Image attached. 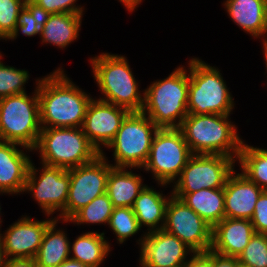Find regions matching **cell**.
<instances>
[{"mask_svg":"<svg viewBox=\"0 0 267 267\" xmlns=\"http://www.w3.org/2000/svg\"><path fill=\"white\" fill-rule=\"evenodd\" d=\"M42 128L82 127L92 98L58 68L36 80Z\"/></svg>","mask_w":267,"mask_h":267,"instance_id":"cell-1","label":"cell"},{"mask_svg":"<svg viewBox=\"0 0 267 267\" xmlns=\"http://www.w3.org/2000/svg\"><path fill=\"white\" fill-rule=\"evenodd\" d=\"M230 115L188 114L178 128L193 154L224 155L237 158L244 141Z\"/></svg>","mask_w":267,"mask_h":267,"instance_id":"cell-2","label":"cell"},{"mask_svg":"<svg viewBox=\"0 0 267 267\" xmlns=\"http://www.w3.org/2000/svg\"><path fill=\"white\" fill-rule=\"evenodd\" d=\"M179 66L168 77L144 90L142 113L158 128H179L188 115L189 74Z\"/></svg>","mask_w":267,"mask_h":267,"instance_id":"cell-3","label":"cell"},{"mask_svg":"<svg viewBox=\"0 0 267 267\" xmlns=\"http://www.w3.org/2000/svg\"><path fill=\"white\" fill-rule=\"evenodd\" d=\"M90 59L94 79L104 95L99 100L123 107L129 112H141L144 93L141 95L126 57L102 53Z\"/></svg>","mask_w":267,"mask_h":267,"instance_id":"cell-4","label":"cell"},{"mask_svg":"<svg viewBox=\"0 0 267 267\" xmlns=\"http://www.w3.org/2000/svg\"><path fill=\"white\" fill-rule=\"evenodd\" d=\"M33 150L42 164L70 169L93 161L100 153L81 127L42 128Z\"/></svg>","mask_w":267,"mask_h":267,"instance_id":"cell-5","label":"cell"},{"mask_svg":"<svg viewBox=\"0 0 267 267\" xmlns=\"http://www.w3.org/2000/svg\"><path fill=\"white\" fill-rule=\"evenodd\" d=\"M188 64V114L230 115L234 100L218 68L196 57Z\"/></svg>","mask_w":267,"mask_h":267,"instance_id":"cell-6","label":"cell"},{"mask_svg":"<svg viewBox=\"0 0 267 267\" xmlns=\"http://www.w3.org/2000/svg\"><path fill=\"white\" fill-rule=\"evenodd\" d=\"M41 130L37 87L32 97L22 93L0 99V141L33 150Z\"/></svg>","mask_w":267,"mask_h":267,"instance_id":"cell-7","label":"cell"},{"mask_svg":"<svg viewBox=\"0 0 267 267\" xmlns=\"http://www.w3.org/2000/svg\"><path fill=\"white\" fill-rule=\"evenodd\" d=\"M158 127L142 112H130L106 148H112L117 168H142Z\"/></svg>","mask_w":267,"mask_h":267,"instance_id":"cell-8","label":"cell"},{"mask_svg":"<svg viewBox=\"0 0 267 267\" xmlns=\"http://www.w3.org/2000/svg\"><path fill=\"white\" fill-rule=\"evenodd\" d=\"M193 153L178 128H159L143 168L162 186L175 182Z\"/></svg>","mask_w":267,"mask_h":267,"instance_id":"cell-9","label":"cell"},{"mask_svg":"<svg viewBox=\"0 0 267 267\" xmlns=\"http://www.w3.org/2000/svg\"><path fill=\"white\" fill-rule=\"evenodd\" d=\"M235 161L224 155L193 154L174 182L172 193L224 188Z\"/></svg>","mask_w":267,"mask_h":267,"instance_id":"cell-10","label":"cell"},{"mask_svg":"<svg viewBox=\"0 0 267 267\" xmlns=\"http://www.w3.org/2000/svg\"><path fill=\"white\" fill-rule=\"evenodd\" d=\"M104 155L102 151L93 161L67 169L70 187L64 208V221H68L82 207L106 193L107 178L113 166L108 164Z\"/></svg>","mask_w":267,"mask_h":267,"instance_id":"cell-11","label":"cell"},{"mask_svg":"<svg viewBox=\"0 0 267 267\" xmlns=\"http://www.w3.org/2000/svg\"><path fill=\"white\" fill-rule=\"evenodd\" d=\"M42 165L38 178V170L30 163L23 192L33 193L34 199L48 217L57 210L60 211L57 219L62 218L64 221L70 187L69 172L65 168Z\"/></svg>","mask_w":267,"mask_h":267,"instance_id":"cell-12","label":"cell"},{"mask_svg":"<svg viewBox=\"0 0 267 267\" xmlns=\"http://www.w3.org/2000/svg\"><path fill=\"white\" fill-rule=\"evenodd\" d=\"M163 230L178 237L194 252L211 249L212 227L172 193L166 208Z\"/></svg>","mask_w":267,"mask_h":267,"instance_id":"cell-13","label":"cell"},{"mask_svg":"<svg viewBox=\"0 0 267 267\" xmlns=\"http://www.w3.org/2000/svg\"><path fill=\"white\" fill-rule=\"evenodd\" d=\"M140 267H182L195 253L178 237L162 230L146 232L139 240Z\"/></svg>","mask_w":267,"mask_h":267,"instance_id":"cell-14","label":"cell"},{"mask_svg":"<svg viewBox=\"0 0 267 267\" xmlns=\"http://www.w3.org/2000/svg\"><path fill=\"white\" fill-rule=\"evenodd\" d=\"M129 113L123 107L92 98L81 128L90 143L101 153L103 150L100 145H109Z\"/></svg>","mask_w":267,"mask_h":267,"instance_id":"cell-15","label":"cell"},{"mask_svg":"<svg viewBox=\"0 0 267 267\" xmlns=\"http://www.w3.org/2000/svg\"><path fill=\"white\" fill-rule=\"evenodd\" d=\"M31 220L25 216L0 233L6 258H35L47 227L56 219Z\"/></svg>","mask_w":267,"mask_h":267,"instance_id":"cell-16","label":"cell"},{"mask_svg":"<svg viewBox=\"0 0 267 267\" xmlns=\"http://www.w3.org/2000/svg\"><path fill=\"white\" fill-rule=\"evenodd\" d=\"M263 189L243 173L229 175L225 187V218L251 220L258 197Z\"/></svg>","mask_w":267,"mask_h":267,"instance_id":"cell-17","label":"cell"},{"mask_svg":"<svg viewBox=\"0 0 267 267\" xmlns=\"http://www.w3.org/2000/svg\"><path fill=\"white\" fill-rule=\"evenodd\" d=\"M16 146L32 151L20 144L0 141V191L18 194L24 191L29 165V155Z\"/></svg>","mask_w":267,"mask_h":267,"instance_id":"cell-18","label":"cell"},{"mask_svg":"<svg viewBox=\"0 0 267 267\" xmlns=\"http://www.w3.org/2000/svg\"><path fill=\"white\" fill-rule=\"evenodd\" d=\"M254 234L250 220L224 218L212 228L210 250L220 255L238 257Z\"/></svg>","mask_w":267,"mask_h":267,"instance_id":"cell-19","label":"cell"},{"mask_svg":"<svg viewBox=\"0 0 267 267\" xmlns=\"http://www.w3.org/2000/svg\"><path fill=\"white\" fill-rule=\"evenodd\" d=\"M224 6L233 22L245 32L256 38L263 36L262 48L266 49L267 0H226Z\"/></svg>","mask_w":267,"mask_h":267,"instance_id":"cell-20","label":"cell"},{"mask_svg":"<svg viewBox=\"0 0 267 267\" xmlns=\"http://www.w3.org/2000/svg\"><path fill=\"white\" fill-rule=\"evenodd\" d=\"M202 217L212 228L225 218L224 188L172 193Z\"/></svg>","mask_w":267,"mask_h":267,"instance_id":"cell-21","label":"cell"},{"mask_svg":"<svg viewBox=\"0 0 267 267\" xmlns=\"http://www.w3.org/2000/svg\"><path fill=\"white\" fill-rule=\"evenodd\" d=\"M145 186L139 174H134L126 168L113 167L107 178L106 193L113 207L132 208Z\"/></svg>","mask_w":267,"mask_h":267,"instance_id":"cell-22","label":"cell"},{"mask_svg":"<svg viewBox=\"0 0 267 267\" xmlns=\"http://www.w3.org/2000/svg\"><path fill=\"white\" fill-rule=\"evenodd\" d=\"M169 199L170 196L167 198L146 185L132 207L140 227L147 226L148 232L162 230Z\"/></svg>","mask_w":267,"mask_h":267,"instance_id":"cell-23","label":"cell"},{"mask_svg":"<svg viewBox=\"0 0 267 267\" xmlns=\"http://www.w3.org/2000/svg\"><path fill=\"white\" fill-rule=\"evenodd\" d=\"M55 219L46 229L40 248L35 256L37 267H57L70 258V241L65 231L56 229Z\"/></svg>","mask_w":267,"mask_h":267,"instance_id":"cell-24","label":"cell"},{"mask_svg":"<svg viewBox=\"0 0 267 267\" xmlns=\"http://www.w3.org/2000/svg\"><path fill=\"white\" fill-rule=\"evenodd\" d=\"M83 14L55 13L49 16L40 35L42 42L65 48L79 36Z\"/></svg>","mask_w":267,"mask_h":267,"instance_id":"cell-25","label":"cell"},{"mask_svg":"<svg viewBox=\"0 0 267 267\" xmlns=\"http://www.w3.org/2000/svg\"><path fill=\"white\" fill-rule=\"evenodd\" d=\"M70 245V258L88 267H99L110 251V244L105 240V234L86 232L78 236ZM73 251V252H71Z\"/></svg>","mask_w":267,"mask_h":267,"instance_id":"cell-26","label":"cell"},{"mask_svg":"<svg viewBox=\"0 0 267 267\" xmlns=\"http://www.w3.org/2000/svg\"><path fill=\"white\" fill-rule=\"evenodd\" d=\"M242 173L263 190H267V149L242 144L238 159Z\"/></svg>","mask_w":267,"mask_h":267,"instance_id":"cell-27","label":"cell"},{"mask_svg":"<svg viewBox=\"0 0 267 267\" xmlns=\"http://www.w3.org/2000/svg\"><path fill=\"white\" fill-rule=\"evenodd\" d=\"M113 204L107 195L104 193L93 199L88 205L78 210L68 221L77 225L81 224H108L113 211Z\"/></svg>","mask_w":267,"mask_h":267,"instance_id":"cell-28","label":"cell"},{"mask_svg":"<svg viewBox=\"0 0 267 267\" xmlns=\"http://www.w3.org/2000/svg\"><path fill=\"white\" fill-rule=\"evenodd\" d=\"M108 225L115 233L119 244L141 230L131 207H114Z\"/></svg>","mask_w":267,"mask_h":267,"instance_id":"cell-29","label":"cell"},{"mask_svg":"<svg viewBox=\"0 0 267 267\" xmlns=\"http://www.w3.org/2000/svg\"><path fill=\"white\" fill-rule=\"evenodd\" d=\"M0 53V60H1ZM29 79L26 70L6 66L0 61V99L11 95L26 93L23 87Z\"/></svg>","mask_w":267,"mask_h":267,"instance_id":"cell-30","label":"cell"},{"mask_svg":"<svg viewBox=\"0 0 267 267\" xmlns=\"http://www.w3.org/2000/svg\"><path fill=\"white\" fill-rule=\"evenodd\" d=\"M237 260L248 267H267V234L255 233Z\"/></svg>","mask_w":267,"mask_h":267,"instance_id":"cell-31","label":"cell"},{"mask_svg":"<svg viewBox=\"0 0 267 267\" xmlns=\"http://www.w3.org/2000/svg\"><path fill=\"white\" fill-rule=\"evenodd\" d=\"M26 0H0V40L7 39L15 29Z\"/></svg>","mask_w":267,"mask_h":267,"instance_id":"cell-32","label":"cell"},{"mask_svg":"<svg viewBox=\"0 0 267 267\" xmlns=\"http://www.w3.org/2000/svg\"><path fill=\"white\" fill-rule=\"evenodd\" d=\"M50 14L73 13L83 14L84 8L74 5L77 0H33Z\"/></svg>","mask_w":267,"mask_h":267,"instance_id":"cell-33","label":"cell"},{"mask_svg":"<svg viewBox=\"0 0 267 267\" xmlns=\"http://www.w3.org/2000/svg\"><path fill=\"white\" fill-rule=\"evenodd\" d=\"M255 233L267 234V190H263L257 199L251 218Z\"/></svg>","mask_w":267,"mask_h":267,"instance_id":"cell-34","label":"cell"},{"mask_svg":"<svg viewBox=\"0 0 267 267\" xmlns=\"http://www.w3.org/2000/svg\"><path fill=\"white\" fill-rule=\"evenodd\" d=\"M36 25V20L33 18L29 10L24 6L17 18L14 31L7 39L13 40L17 38L19 31L22 32L25 36L33 37L34 35H36Z\"/></svg>","mask_w":267,"mask_h":267,"instance_id":"cell-35","label":"cell"},{"mask_svg":"<svg viewBox=\"0 0 267 267\" xmlns=\"http://www.w3.org/2000/svg\"><path fill=\"white\" fill-rule=\"evenodd\" d=\"M25 7L36 20V35H41L44 29V24L48 21L51 14L33 0H26Z\"/></svg>","mask_w":267,"mask_h":267,"instance_id":"cell-36","label":"cell"},{"mask_svg":"<svg viewBox=\"0 0 267 267\" xmlns=\"http://www.w3.org/2000/svg\"><path fill=\"white\" fill-rule=\"evenodd\" d=\"M190 256L186 267H214V251L195 252Z\"/></svg>","mask_w":267,"mask_h":267,"instance_id":"cell-37","label":"cell"},{"mask_svg":"<svg viewBox=\"0 0 267 267\" xmlns=\"http://www.w3.org/2000/svg\"><path fill=\"white\" fill-rule=\"evenodd\" d=\"M3 267H37L35 258H7Z\"/></svg>","mask_w":267,"mask_h":267,"instance_id":"cell-38","label":"cell"},{"mask_svg":"<svg viewBox=\"0 0 267 267\" xmlns=\"http://www.w3.org/2000/svg\"><path fill=\"white\" fill-rule=\"evenodd\" d=\"M214 267H236V257L224 256L214 252Z\"/></svg>","mask_w":267,"mask_h":267,"instance_id":"cell-39","label":"cell"},{"mask_svg":"<svg viewBox=\"0 0 267 267\" xmlns=\"http://www.w3.org/2000/svg\"><path fill=\"white\" fill-rule=\"evenodd\" d=\"M57 267H88V266L80 263L77 260H74L72 258H68L66 261L62 262Z\"/></svg>","mask_w":267,"mask_h":267,"instance_id":"cell-40","label":"cell"},{"mask_svg":"<svg viewBox=\"0 0 267 267\" xmlns=\"http://www.w3.org/2000/svg\"><path fill=\"white\" fill-rule=\"evenodd\" d=\"M125 5L126 9L130 12H133L134 9L141 4L142 0H119Z\"/></svg>","mask_w":267,"mask_h":267,"instance_id":"cell-41","label":"cell"},{"mask_svg":"<svg viewBox=\"0 0 267 267\" xmlns=\"http://www.w3.org/2000/svg\"><path fill=\"white\" fill-rule=\"evenodd\" d=\"M6 256H5V252H4V248L2 245V242L0 240V267H3L6 261Z\"/></svg>","mask_w":267,"mask_h":267,"instance_id":"cell-42","label":"cell"},{"mask_svg":"<svg viewBox=\"0 0 267 267\" xmlns=\"http://www.w3.org/2000/svg\"><path fill=\"white\" fill-rule=\"evenodd\" d=\"M264 59H265V64H266V70H267V50L266 49H264Z\"/></svg>","mask_w":267,"mask_h":267,"instance_id":"cell-43","label":"cell"},{"mask_svg":"<svg viewBox=\"0 0 267 267\" xmlns=\"http://www.w3.org/2000/svg\"><path fill=\"white\" fill-rule=\"evenodd\" d=\"M236 267H248V266L239 263L238 260H237V257H236Z\"/></svg>","mask_w":267,"mask_h":267,"instance_id":"cell-44","label":"cell"},{"mask_svg":"<svg viewBox=\"0 0 267 267\" xmlns=\"http://www.w3.org/2000/svg\"><path fill=\"white\" fill-rule=\"evenodd\" d=\"M0 193H2L1 191H0ZM0 211H1V206H0ZM1 217V216H0ZM1 223H2V220L0 219V226H1Z\"/></svg>","mask_w":267,"mask_h":267,"instance_id":"cell-45","label":"cell"}]
</instances>
